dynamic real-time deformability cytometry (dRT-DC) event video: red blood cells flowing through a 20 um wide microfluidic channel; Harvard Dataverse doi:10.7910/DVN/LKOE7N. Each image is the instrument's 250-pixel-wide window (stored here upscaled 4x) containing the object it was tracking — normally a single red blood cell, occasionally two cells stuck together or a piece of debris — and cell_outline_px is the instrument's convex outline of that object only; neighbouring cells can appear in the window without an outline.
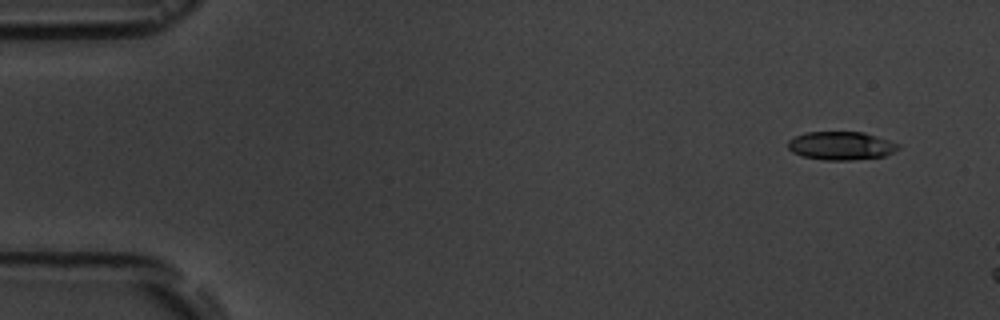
{"species": "common noctule bat (a hibernating species)", "species_latin": "Nyctalus noctula", "temperature_condition": "room temperature", "stored_images_in_passage": 4, "camera_frame_rate_fps": 3000, "um_per_image_px": 0.085, "animal": {"sex": "male", "body_mass_g": 19.5, "forearm_length_mm": 54.6}, "frame": {"image": 1, "passage_image": 1, "time_ms": 0.0, "image_size_px": [1000, 320], "cell_outline_px": [[900, 148], [884, 156], [852, 160], [824, 160], [804, 156], [792, 152], [788, 148], [788, 140], [796, 136], [808, 132], [864, 132], [900, 144]], "centroid_in_image_um": [71.49, 12.39], "position_along_channel_um": 13.5, "area_um2": 18.09}}